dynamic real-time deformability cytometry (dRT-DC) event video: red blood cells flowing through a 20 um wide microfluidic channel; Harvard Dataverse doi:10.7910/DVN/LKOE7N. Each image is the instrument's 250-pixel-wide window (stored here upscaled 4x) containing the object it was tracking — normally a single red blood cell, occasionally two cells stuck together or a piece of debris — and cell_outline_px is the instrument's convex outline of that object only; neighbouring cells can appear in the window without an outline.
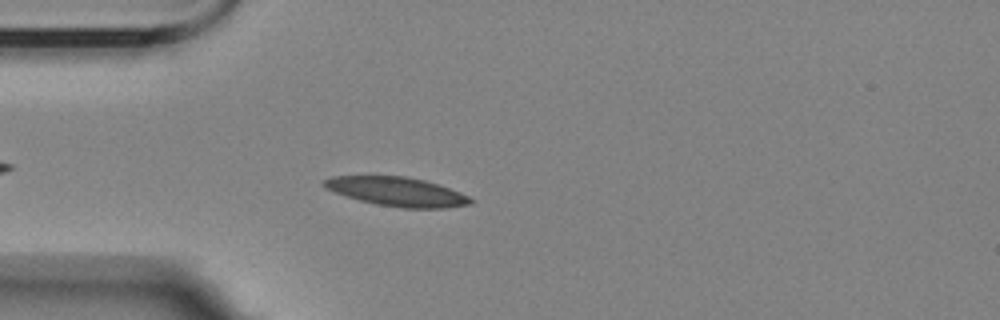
{"species": "Egyptian fruit bat (a non-hibernating species)", "species_latin": "Rousettus aegyptiacus", "temperature_condition": "room temperature", "stored_images_in_passage": 57, "camera_frame_rate_fps": 3000, "um_per_image_px": 0.085, "animal": {"sex": "female"}, "frame": {"image": 1, "passage_image": 15, "time_ms": 4.667, "image_size_px": [1000, 320], "cell_outline_px": [[476, 200], [472, 204], [448, 208], [400, 208], [376, 204], [360, 200], [324, 188], [324, 180], [332, 176], [404, 176], [424, 180], [460, 192]], "centroid_in_image_um": [33.79, 16.3], "position_along_channel_um": 51.2, "area_um2": 24.62}}
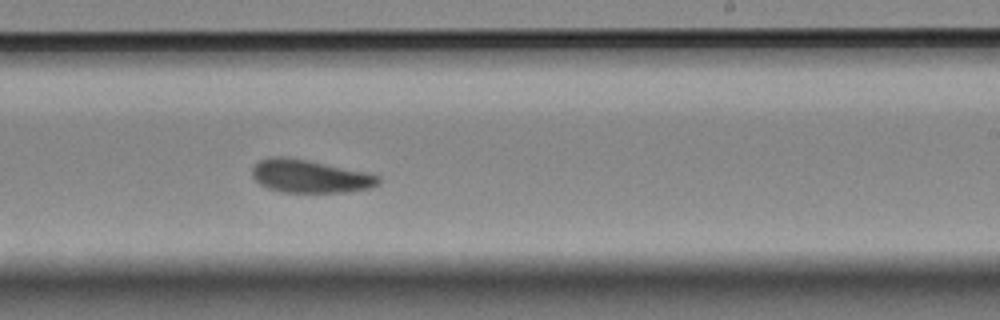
{"frame": {"image": 2, "passage_image": 34, "time_ms": 11.0, "image_size_px": [1000, 320], "cell_outline_px": [[380, 180], [376, 184], [368, 188], [348, 192], [284, 192], [268, 188], [260, 184], [252, 176], [252, 168], [260, 160], [268, 156], [284, 156], [308, 160], [372, 172], [380, 176]], "centroid_in_image_um": [26.36, 14.96], "position_along_channel_um": 262.6, "area_um2": 24.51}}
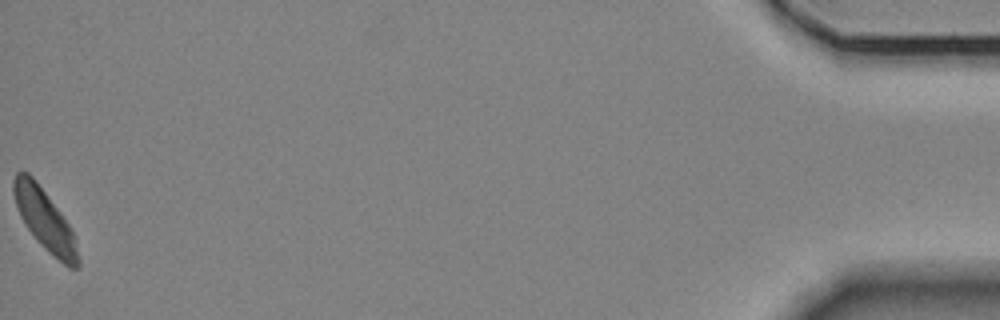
{"frame": {"image": 3, "passage_image": 57, "time_ms": 18.667, "image_size_px": [1000, 320], "cell_outline_px": [[80, 268], [68, 268], [48, 252], [24, 224], [20, 216], [12, 192], [12, 180], [16, 172], [20, 168], [28, 172], [36, 180], [68, 224], [72, 232], [80, 260]], "centroid_in_image_um": [3.77, 18.66], "position_along_channel_um": 431.4, "area_um2": 22.72}, "authors_computed_cell_mechanics": {"area_um2": 24.1026, "velocity_mm_per_s": 3.451, "shape_relaxation_time_tau1_ms": 5.3526, "shape_relaxation_time_tau2_ms": 5.1093, "deformation_change_tau1": 0.1409, "deformation_change_tau2": 0.1031}}